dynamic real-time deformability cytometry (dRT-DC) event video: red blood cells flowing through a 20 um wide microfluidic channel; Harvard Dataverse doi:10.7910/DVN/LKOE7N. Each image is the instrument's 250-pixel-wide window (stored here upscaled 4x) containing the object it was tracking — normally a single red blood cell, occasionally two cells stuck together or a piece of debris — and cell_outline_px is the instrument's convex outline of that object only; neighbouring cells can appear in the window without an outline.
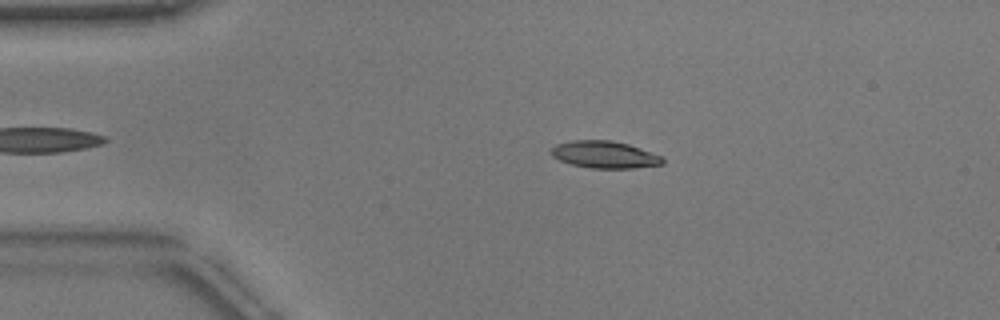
{"species": "common noctule bat (a hibernating species)", "species_latin": "Nyctalus noctula", "temperature_condition": "warm", "stored_images_in_passage": 43, "camera_frame_rate_fps": 3000, "um_per_image_px": 0.085, "animal": {"sex": "male", "body_mass_g": 17.9}, "frame": {"image": 1, "passage_image": 7, "time_ms": 2.0, "image_size_px": [1000, 320], "cell_outline_px": [[664, 164], [632, 168], [592, 168], [572, 164], [560, 160], [552, 156], [548, 152], [556, 144], [572, 140], [612, 140], [628, 144], [664, 156]], "centroid_in_image_um": [51.4, 13.13], "position_along_channel_um": 33.6, "area_um2": 17.69}}
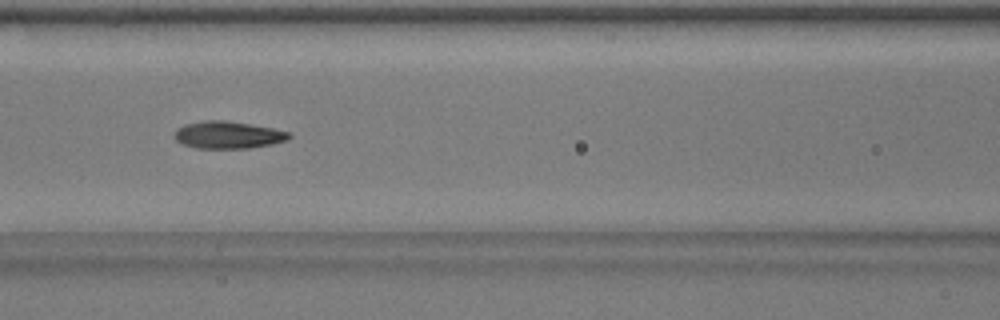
{"frame": {"image": 2, "passage_image": 19, "time_ms": 6.0, "image_size_px": [1000, 320], "cell_outline_px": [[292, 136], [288, 140], [272, 144], [248, 148], [196, 148], [180, 144], [176, 140], [176, 128], [184, 124], [204, 120], [224, 120], [272, 128], [288, 132]], "centroid_in_image_um": [19.36, 11.47], "position_along_channel_um": 147.2, "area_um2": 18.15}}
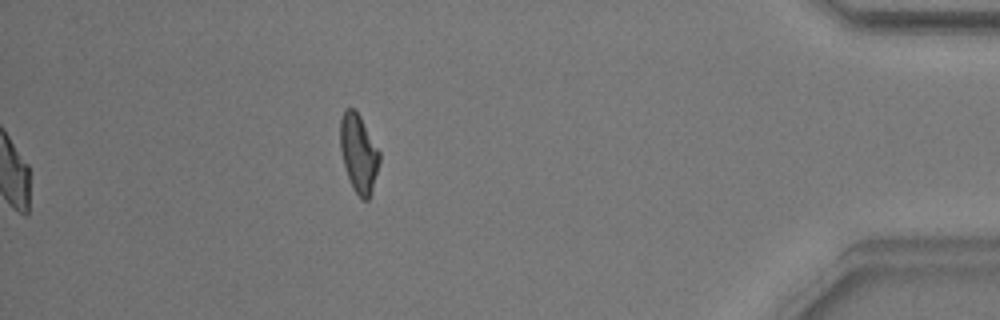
{"frame": {"image": 3, "passage_image": 43, "time_ms": 14.0, "image_size_px": [1000, 320], "cell_outline_px": [[380, 160], [372, 188], [368, 200], [360, 200], [352, 188], [344, 164], [340, 148], [340, 120], [344, 108], [356, 108], [380, 152]], "centroid_in_image_um": [30.47, 13.0], "position_along_channel_um": 404.7, "area_um2": 17.92}, "authors_computed_cell_mechanics": {"area_um2": 18.0336, "velocity_mm_per_s": 3.8166, "shape_relaxation_time_tau1_ms": 3.9214, "shape_relaxation_time_tau2_ms": 2.2218, "deformation_change_tau1": 0.1693, "deformation_change_tau2": 0.07}}